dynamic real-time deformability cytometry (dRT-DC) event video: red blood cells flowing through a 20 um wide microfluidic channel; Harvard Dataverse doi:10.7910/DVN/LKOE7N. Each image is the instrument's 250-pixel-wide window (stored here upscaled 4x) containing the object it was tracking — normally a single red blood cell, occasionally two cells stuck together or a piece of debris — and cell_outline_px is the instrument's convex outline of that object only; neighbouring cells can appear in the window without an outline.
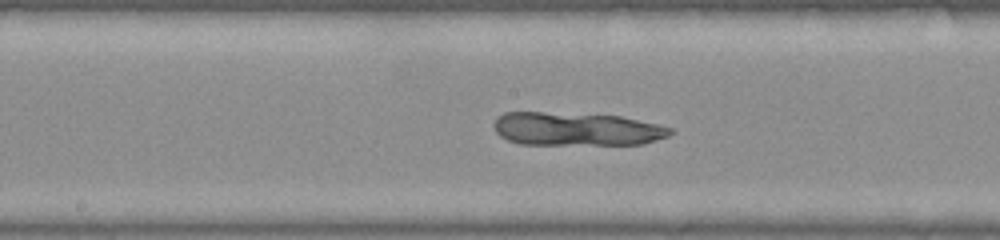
{"species": "common noctule bat (a hibernating species)", "species_latin": "Nyctalus noctula", "temperature_condition": "warm", "stored_images_in_passage": 51, "camera_frame_rate_fps": 3000, "um_per_image_px": 0.085, "animal": {"sex": "female", "body_mass_g": 22.0, "forearm_length_mm": 56.7}, "frame": {"image": 1, "passage_image": 26, "time_ms": 8.333, "image_size_px": [1000, 240], "cell_outline_px": [[672, 132], [668, 136], [644, 144], [520, 144], [508, 140], [500, 136], [496, 132], [492, 124], [496, 116], [504, 112], [544, 112], [620, 116], [656, 124], [672, 128]], "centroid_in_image_um": [48.94, 10.96], "position_along_channel_um": 199.3, "area_um2": 34.22}}
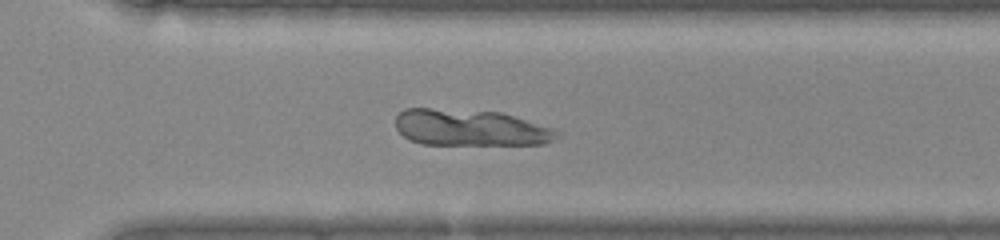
{"frame": {"image": 2, "passage_image": 36, "time_ms": 11.667, "image_size_px": [1000, 240], "cell_outline_px": [[564, 132], [560, 136], [544, 144], [420, 144], [404, 136], [396, 128], [396, 116], [404, 108], [428, 108], [500, 112], [552, 128]], "centroid_in_image_um": [39.98, 10.86], "position_along_channel_um": 330.6, "area_um2": 34.1}}
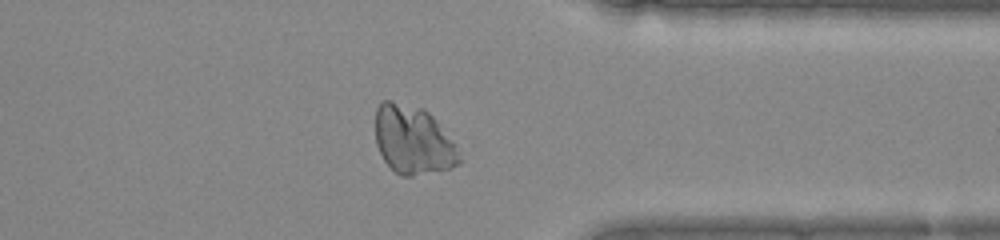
{"frame": {"image": 3, "passage_image": 40, "time_ms": 13.0, "image_size_px": [1000, 240], "cell_outline_px": [[464, 160], [460, 164], [452, 168], [412, 176], [400, 176], [384, 160], [376, 144], [376, 108], [384, 100], [392, 100], [424, 108], [436, 120], [456, 144]], "centroid_in_image_um": [35.15, 11.91], "position_along_channel_um": 376.3, "area_um2": 33.87}}